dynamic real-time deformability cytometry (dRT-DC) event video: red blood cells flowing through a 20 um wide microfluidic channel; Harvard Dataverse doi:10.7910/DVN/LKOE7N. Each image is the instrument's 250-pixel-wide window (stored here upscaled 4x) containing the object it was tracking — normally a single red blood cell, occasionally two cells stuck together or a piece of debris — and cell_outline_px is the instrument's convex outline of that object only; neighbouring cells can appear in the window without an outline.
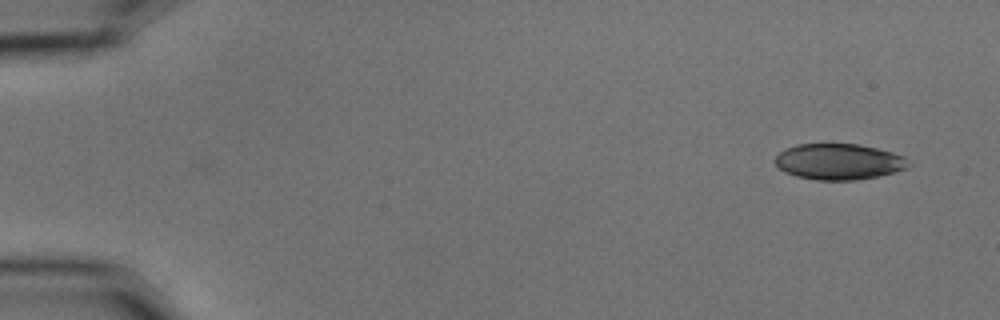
{"species": "common noctule bat (a hibernating species)", "species_latin": "Nyctalus noctula", "temperature_condition": "cold", "stored_images_in_passage": 4, "camera_frame_rate_fps": 3000, "um_per_image_px": 0.085, "animal": {"sex": "male", "body_mass_g": 15.6}, "frame": {"image": 1, "passage_image": 1, "time_ms": 0.0, "image_size_px": [1000, 320], "cell_outline_px": [[912, 164], [908, 168], [880, 176], [856, 180], [816, 180], [796, 176], [784, 172], [772, 160], [784, 148], [796, 144], [860, 144], [892, 152], [904, 156]], "centroid_in_image_um": [71.3, 13.74], "position_along_channel_um": 13.7, "area_um2": 28.26}}
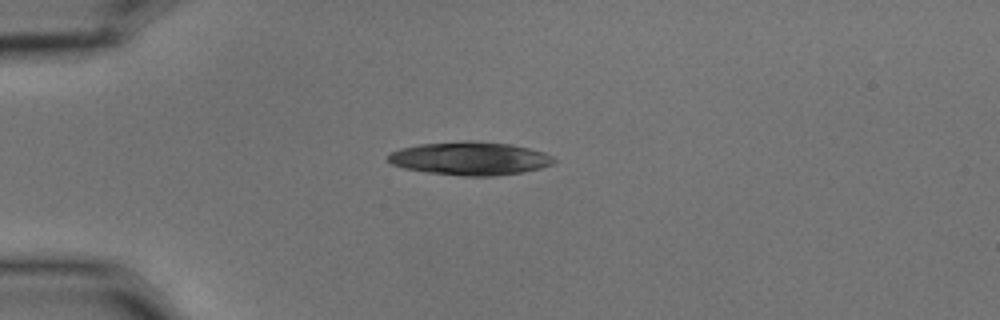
{"frame": {"image": 2, "passage_image": 4, "time_ms": 1.0, "image_size_px": [1000, 320], "cell_outline_px": [[556, 160], [552, 164], [540, 168], [524, 172], [496, 176], [460, 176], [424, 172], [404, 168], [392, 164], [388, 160], [388, 156], [392, 152], [400, 148], [420, 144], [464, 140], [476, 140], [512, 144], [544, 152], [552, 156]], "centroid_in_image_um": [39.96, 13.46], "position_along_channel_um": 45.0, "area_um2": 32.48}}